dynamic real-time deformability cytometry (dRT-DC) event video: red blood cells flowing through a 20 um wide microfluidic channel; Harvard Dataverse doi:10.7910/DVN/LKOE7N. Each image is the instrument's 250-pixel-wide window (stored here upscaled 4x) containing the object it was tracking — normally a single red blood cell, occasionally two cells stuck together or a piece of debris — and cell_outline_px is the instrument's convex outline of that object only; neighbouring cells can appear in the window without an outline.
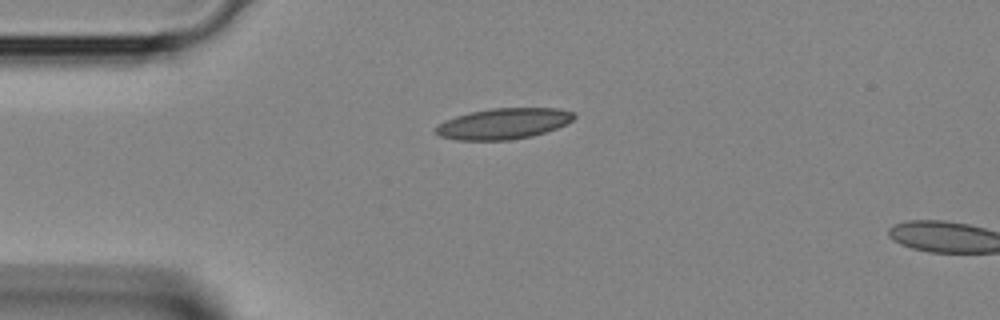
{"species": "Egyptian fruit bat (a non-hibernating species)", "species_latin": "Rousettus aegyptiacus", "temperature_condition": "room temperature", "stored_images_in_passage": 2, "segment_of_instrument_passage": [1, 2], "camera_frame_rate_fps": 3000, "um_per_image_px": 0.085, "animal": {"sex": "female"}, "frame": {"image": 1, "passage_image": 1, "time_ms": 0.0, "image_size_px": [1000, 320], "cell_outline_px": [[576, 116], [572, 120], [556, 128], [532, 136], [512, 140], [456, 140], [440, 136], [436, 132], [436, 128], [444, 120], [456, 116], [472, 112], [492, 108], [560, 108], [572, 112]], "centroid_in_image_um": [42.8, 10.51], "position_along_channel_um": 42.2, "area_um2": 24.68}}